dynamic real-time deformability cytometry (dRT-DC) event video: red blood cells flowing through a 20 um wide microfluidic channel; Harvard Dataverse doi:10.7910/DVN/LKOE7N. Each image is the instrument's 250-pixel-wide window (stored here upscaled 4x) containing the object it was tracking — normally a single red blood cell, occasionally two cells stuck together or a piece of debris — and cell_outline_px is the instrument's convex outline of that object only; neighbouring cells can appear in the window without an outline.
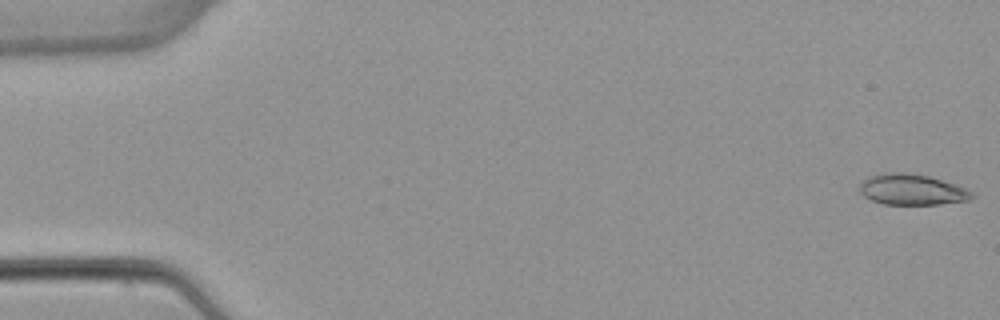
{"species": "common noctule bat (a hibernating species)", "species_latin": "Nyctalus noctula", "temperature_condition": "warm", "stored_images_in_passage": 4, "camera_frame_rate_fps": 3000, "um_per_image_px": 0.085, "animal": {"sex": "female", "body_mass_g": 22.7, "forearm_length_mm": 54.2}, "frame": {"image": 1, "passage_image": 1, "time_ms": 0.0, "image_size_px": [1000, 320], "cell_outline_px": [[976, 196], [972, 200], [940, 204], [884, 204], [872, 200], [864, 196], [860, 192], [860, 184], [868, 176], [880, 172], [908, 172], [928, 176], [968, 188]], "centroid_in_image_um": [77.54, 16.1], "position_along_channel_um": 7.5, "area_um2": 20.4}}
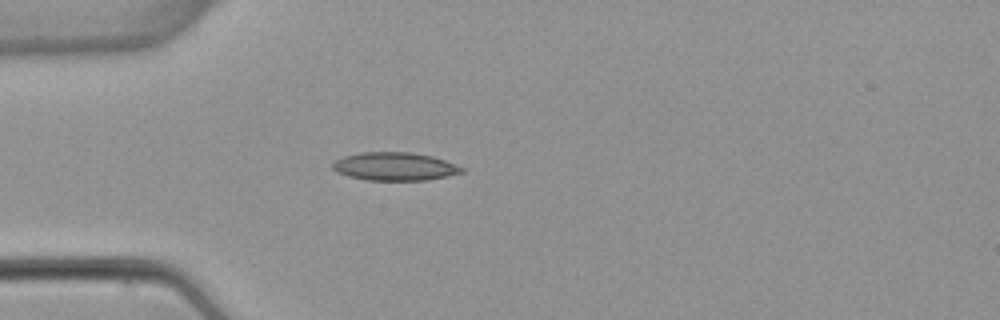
{"frame": {"image": 2, "passage_image": 4, "time_ms": 4.667, "image_size_px": [1000, 320], "cell_outline_px": [[464, 172], [448, 176], [428, 180], [368, 180], [348, 176], [336, 172], [332, 168], [332, 164], [336, 160], [344, 156], [360, 152], [412, 152], [432, 156], [444, 160], [464, 168]], "centroid_in_image_um": [33.55, 14.15], "position_along_channel_um": 51.5, "area_um2": 21.21}}